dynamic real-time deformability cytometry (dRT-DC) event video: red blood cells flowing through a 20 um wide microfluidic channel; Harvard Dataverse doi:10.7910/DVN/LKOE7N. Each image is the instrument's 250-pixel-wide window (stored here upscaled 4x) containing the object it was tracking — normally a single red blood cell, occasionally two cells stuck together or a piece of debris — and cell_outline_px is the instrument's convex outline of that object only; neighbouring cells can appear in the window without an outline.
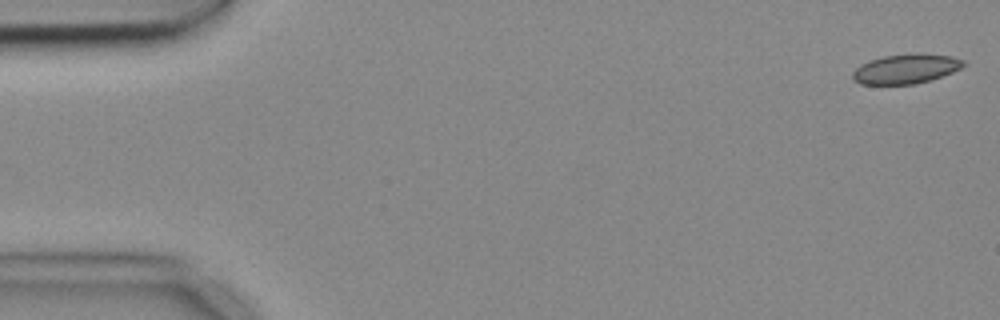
{"species": "common noctule bat (a hibernating species)", "species_latin": "Nyctalus noctula", "temperature_condition": "cold", "stored_images_in_passage": 5, "camera_frame_rate_fps": 3000, "um_per_image_px": 0.085, "animal": {"sex": "female", "body_mass_g": 18.4}, "frame": {"image": 1, "passage_image": 1, "time_ms": 0.0, "image_size_px": [1000, 320], "cell_outline_px": [[968, 64], [952, 72], [932, 80], [916, 84], [860, 84], [852, 76], [852, 72], [860, 64], [868, 60], [884, 56], [916, 52], [920, 52], [952, 56], [964, 60]], "centroid_in_image_um": [77.04, 5.83], "position_along_channel_um": 8.0, "area_um2": 19.42}}
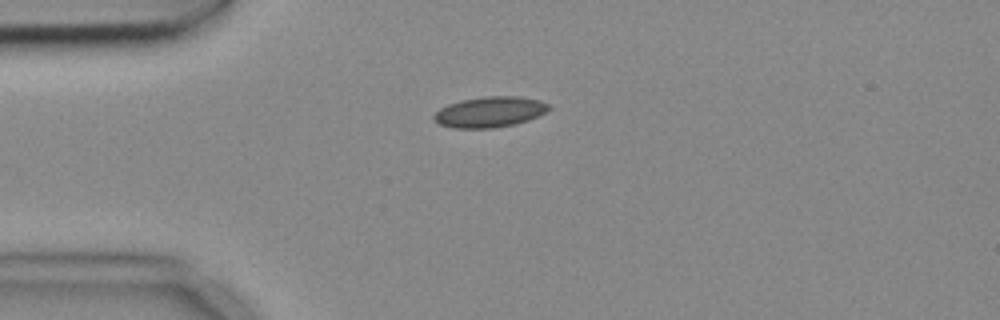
{"frame": {"image": 2, "passage_image": 4, "time_ms": 1.0, "image_size_px": [1000, 320], "cell_outline_px": [[552, 108], [528, 120], [512, 124], [492, 128], [456, 128], [440, 124], [432, 116], [440, 108], [448, 104], [464, 100], [484, 96], [516, 96], [540, 100], [548, 104]], "centroid_in_image_um": [41.63, 9.51], "position_along_channel_um": 43.4, "area_um2": 20.17}}
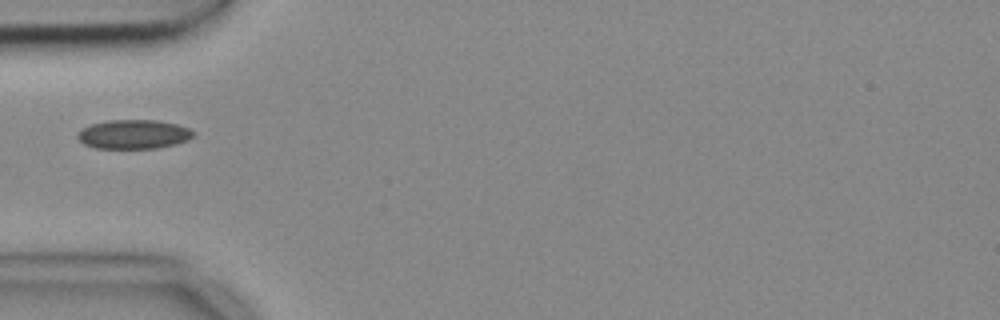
{"frame": {"image": 3, "passage_image": 5, "time_ms": 1.333, "image_size_px": [1000, 320], "cell_outline_px": [[196, 132], [188, 140], [176, 144], [156, 148], [96, 148], [84, 144], [76, 136], [84, 128], [92, 124], [108, 120], [156, 120], [176, 124], [188, 128]], "centroid_in_image_um": [11.39, 11.41], "position_along_channel_um": 73.6, "area_um2": 19.48}}